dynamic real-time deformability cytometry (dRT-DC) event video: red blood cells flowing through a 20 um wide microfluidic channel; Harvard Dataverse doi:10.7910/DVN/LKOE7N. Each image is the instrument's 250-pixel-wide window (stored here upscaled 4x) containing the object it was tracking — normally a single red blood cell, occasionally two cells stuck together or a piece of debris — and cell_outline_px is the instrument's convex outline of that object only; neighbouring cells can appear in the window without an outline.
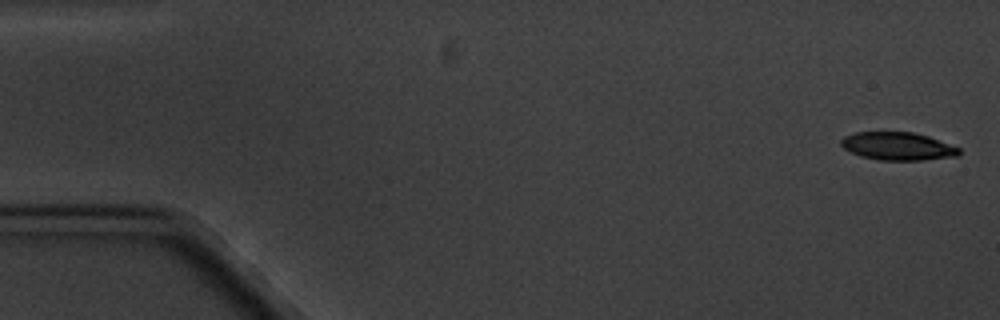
{"species": "common noctule bat (a hibernating species)", "species_latin": "Nyctalus noctula", "temperature_condition": "cold", "stored_images_in_passage": 13, "camera_frame_rate_fps": 3000, "um_per_image_px": 0.085, "animal": {"sex": "male", "body_mass_g": 20.1, "forearm_length_mm": 53.5}, "frame": {"image": 1, "passage_image": 1, "time_ms": 0.0, "image_size_px": [1000, 320], "cell_outline_px": [[960, 156], [920, 160], [880, 160], [860, 156], [844, 148], [840, 144], [840, 140], [844, 136], [856, 132], [912, 132], [928, 136], [960, 148]], "centroid_in_image_um": [76.31, 12.43], "position_along_channel_um": 8.7, "area_um2": 19.19}}
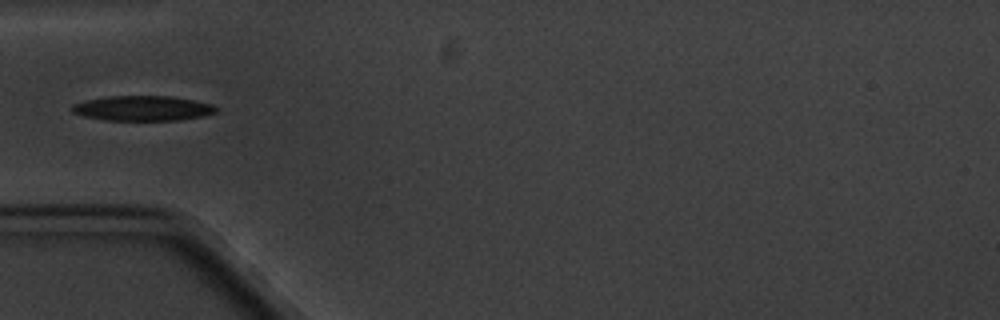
{"frame": {"image": 2, "passage_image": 6, "time_ms": 5.667, "image_size_px": [1000, 320], "cell_outline_px": [[220, 112], [204, 116], [180, 120], [108, 120], [84, 116], [72, 112], [68, 108], [72, 104], [84, 100], [108, 96], [168, 96], [192, 100], [212, 104], [220, 108]], "centroid_in_image_um": [12.14, 9.2], "position_along_channel_um": 72.9, "area_um2": 21.21}}